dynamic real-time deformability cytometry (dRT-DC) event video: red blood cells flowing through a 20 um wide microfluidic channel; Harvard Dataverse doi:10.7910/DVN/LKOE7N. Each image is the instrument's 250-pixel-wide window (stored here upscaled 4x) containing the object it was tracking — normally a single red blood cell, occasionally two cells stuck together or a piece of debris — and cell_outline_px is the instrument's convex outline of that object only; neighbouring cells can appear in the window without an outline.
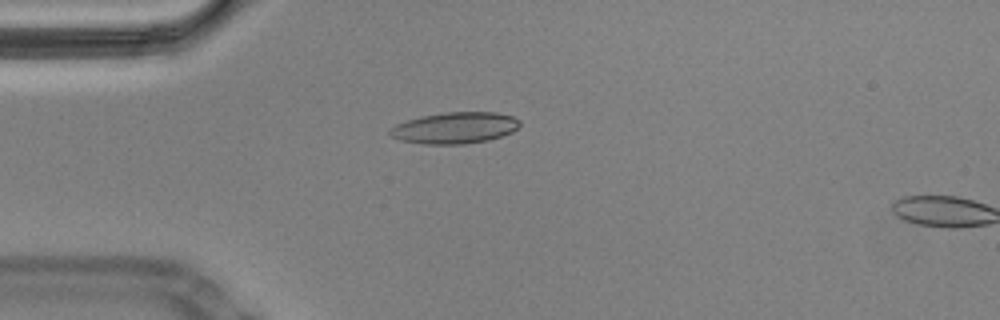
{"species": "Egyptian fruit bat (a non-hibernating species)", "species_latin": "Rousettus aegyptiacus", "temperature_condition": "cold", "stored_images_in_passage": 3, "camera_frame_rate_fps": 3000, "um_per_image_px": 0.085, "animal": {"sex": "male"}, "frame": {"image": 1, "passage_image": 1, "time_ms": 0.0, "image_size_px": [1000, 320], "cell_outline_px": [[520, 124], [512, 132], [488, 140], [464, 144], [424, 144], [400, 140], [392, 136], [388, 132], [396, 124], [420, 116], [444, 112], [496, 112], [512, 116], [520, 120]], "centroid_in_image_um": [38.67, 10.86], "position_along_channel_um": 46.3, "area_um2": 23.64}}